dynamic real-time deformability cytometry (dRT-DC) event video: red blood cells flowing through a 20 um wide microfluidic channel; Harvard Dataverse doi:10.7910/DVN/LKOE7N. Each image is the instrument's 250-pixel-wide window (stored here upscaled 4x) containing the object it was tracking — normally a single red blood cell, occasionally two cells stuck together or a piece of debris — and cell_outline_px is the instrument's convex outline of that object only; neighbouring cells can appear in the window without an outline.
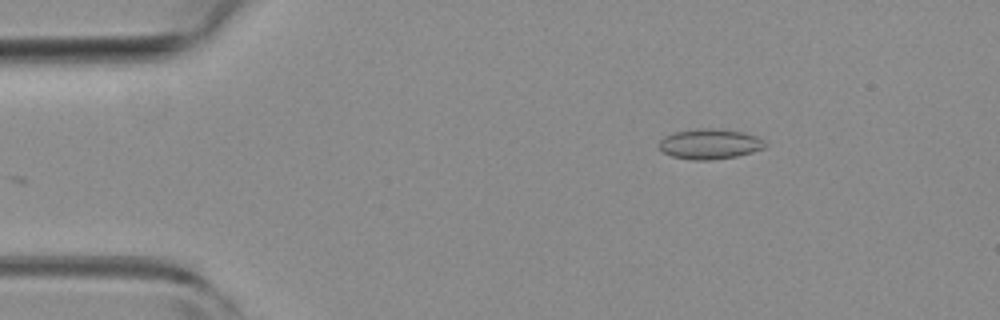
{"species": "common noctule bat (a hibernating species)", "species_latin": "Nyctalus noctula", "temperature_condition": "room temperature", "stored_images_in_passage": 2, "camera_frame_rate_fps": 3000, "um_per_image_px": 0.085, "animal": {"sex": "female", "body_mass_g": 19.3, "forearm_length_mm": 54.1}, "frame": {"image": 1, "passage_image": 2, "time_ms": 0.333, "image_size_px": [1000, 320], "cell_outline_px": [[768, 144], [764, 148], [752, 152], [736, 156], [712, 160], [692, 160], [672, 156], [664, 152], [660, 148], [660, 140], [664, 136], [676, 132], [696, 128], [716, 128], [744, 132], [756, 136], [764, 140]], "centroid_in_image_um": [60.36, 12.23], "position_along_channel_um": 24.6, "area_um2": 18.73}}